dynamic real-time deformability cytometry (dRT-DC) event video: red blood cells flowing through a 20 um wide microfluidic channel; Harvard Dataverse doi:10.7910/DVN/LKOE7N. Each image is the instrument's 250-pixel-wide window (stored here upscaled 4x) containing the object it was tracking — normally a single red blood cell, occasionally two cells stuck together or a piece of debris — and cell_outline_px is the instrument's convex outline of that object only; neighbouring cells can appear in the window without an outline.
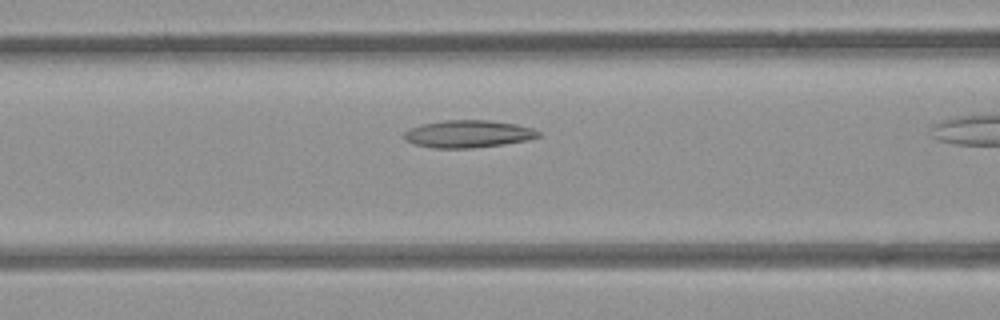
{"species": "common noctule bat (a hibernating species)", "species_latin": "Nyctalus noctula", "temperature_condition": "room temperature", "stored_images_in_passage": 6, "camera_frame_rate_fps": 3000, "um_per_image_px": 0.085, "animal": {"sex": "female", "body_mass_g": 21.9}, "frame": {"image": 1, "passage_image": 4, "time_ms": 1.0, "image_size_px": [1000, 320], "cell_outline_px": [[540, 136], [528, 140], [504, 144], [472, 148], [432, 148], [416, 144], [404, 140], [404, 132], [420, 124], [444, 120], [488, 120], [516, 124], [532, 128], [540, 132]], "centroid_in_image_um": [39.79, 11.38], "position_along_channel_um": 126.8, "area_um2": 21.44}}